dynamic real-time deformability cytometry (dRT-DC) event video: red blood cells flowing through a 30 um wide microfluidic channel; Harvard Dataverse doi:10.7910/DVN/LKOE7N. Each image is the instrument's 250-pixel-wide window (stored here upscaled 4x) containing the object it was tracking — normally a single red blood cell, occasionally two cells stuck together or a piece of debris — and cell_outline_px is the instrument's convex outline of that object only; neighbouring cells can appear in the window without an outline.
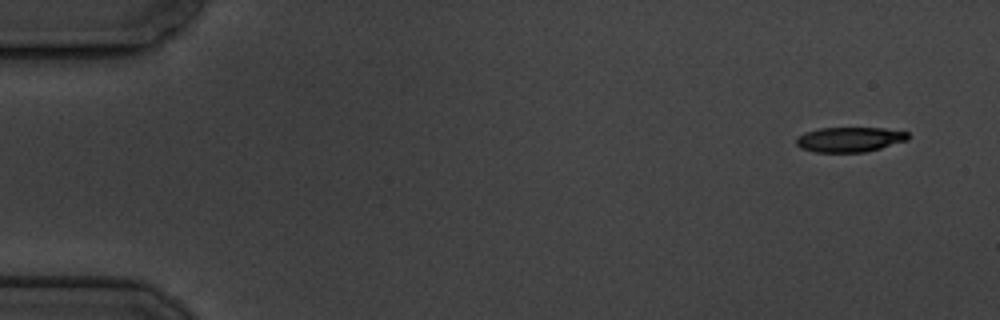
{"species": "common noctule bat (a hibernating species)", "species_latin": "Nyctalus noctula", "temperature_condition": "cold", "stored_images_in_passage": 5, "camera_frame_rate_fps": 3000, "um_per_image_px": 0.085, "animal": {"sex": "male", "body_mass_g": 19.5, "forearm_length_mm": 54.6}, "frame": {"image": 1, "passage_image": 1, "time_ms": 0.0, "image_size_px": [1000, 320], "cell_outline_px": [[908, 140], [880, 148], [864, 152], [816, 152], [800, 148], [796, 144], [796, 136], [804, 132], [820, 128], [884, 128], [908, 132]], "centroid_in_image_um": [72.18, 11.85], "position_along_channel_um": 12.8, "area_um2": 16.24}}
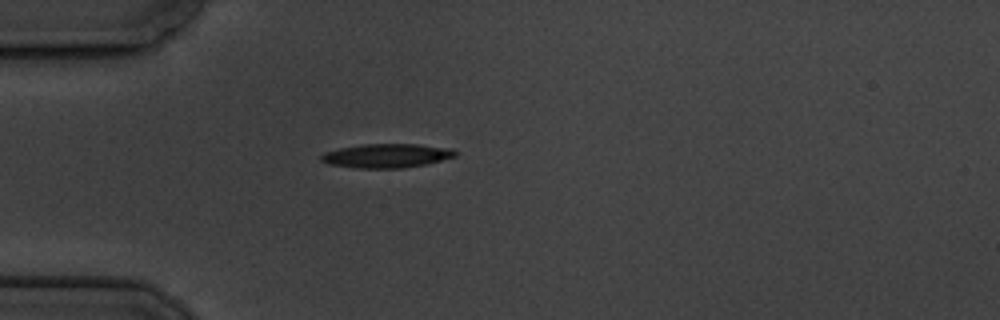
{"frame": {"image": 2, "passage_image": 5, "time_ms": 4.333, "image_size_px": [1000, 320], "cell_outline_px": [[456, 156], [424, 164], [400, 168], [360, 168], [328, 164], [320, 160], [320, 156], [324, 152], [340, 148], [364, 144], [416, 144], [452, 148], [456, 152]], "centroid_in_image_um": [32.83, 13.23], "position_along_channel_um": 52.2, "area_um2": 18.55}}